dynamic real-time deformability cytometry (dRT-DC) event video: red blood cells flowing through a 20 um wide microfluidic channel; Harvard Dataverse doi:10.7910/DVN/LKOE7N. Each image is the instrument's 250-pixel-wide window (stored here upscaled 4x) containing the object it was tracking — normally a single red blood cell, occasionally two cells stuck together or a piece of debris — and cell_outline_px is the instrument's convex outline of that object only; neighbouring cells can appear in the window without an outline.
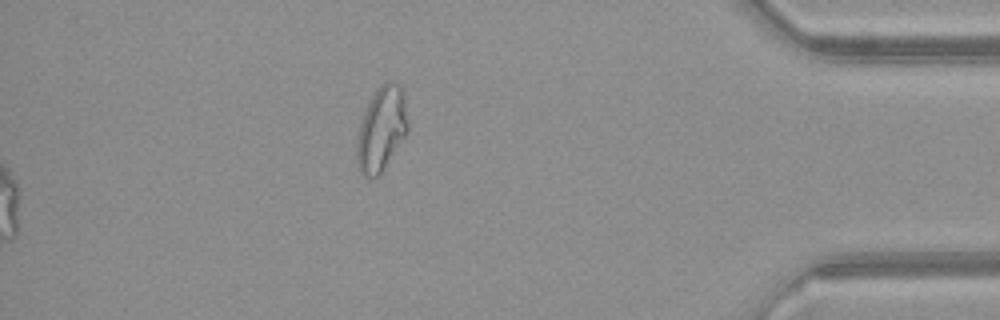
{"species": "common noctule bat (a hibernating species)", "species_latin": "Nyctalus noctula", "temperature_condition": "warm", "stored_images_in_passage": 51, "segment_of_instrument_passage": [2, 2], "camera_frame_rate_fps": 3000, "um_per_image_px": 0.085, "animal": {"sex": "female", "body_mass_g": 21.9}, "frame": {"image": 1, "passage_image": 51, "time_ms": 16.667, "image_size_px": [1000, 320], "cell_outline_px": [[408, 132], [380, 176], [364, 176], [360, 172], [356, 160], [356, 144], [360, 124], [364, 112], [372, 96], [380, 84], [388, 80], [396, 80], [404, 92], [408, 124]], "centroid_in_image_um": [32.44, 10.95], "position_along_channel_um": 402.8, "area_um2": 25.37}}